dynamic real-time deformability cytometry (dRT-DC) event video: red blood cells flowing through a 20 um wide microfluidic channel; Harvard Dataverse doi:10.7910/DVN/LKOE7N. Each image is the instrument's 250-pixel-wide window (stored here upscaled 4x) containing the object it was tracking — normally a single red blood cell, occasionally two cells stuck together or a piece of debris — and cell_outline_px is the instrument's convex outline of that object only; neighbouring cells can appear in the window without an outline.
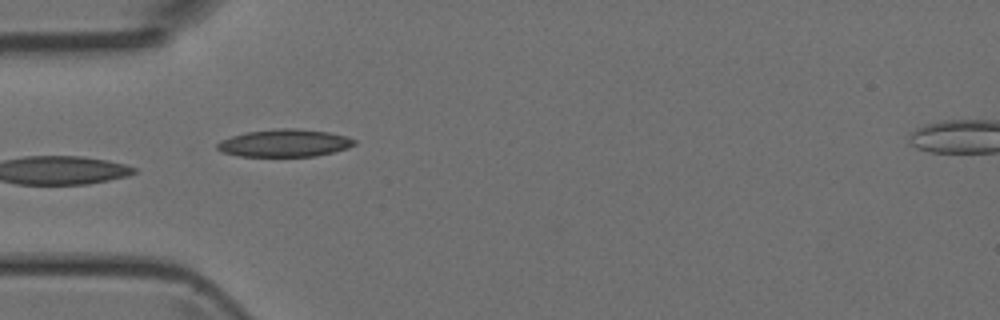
{"species": "Egyptian fruit bat (a non-hibernating species)", "species_latin": "Rousettus aegyptiacus", "temperature_condition": "room temperature", "stored_images_in_passage": 3, "camera_frame_rate_fps": 3000, "um_per_image_px": 0.085, "animal": {"sex": "female"}, "frame": {"image": 1, "passage_image": 2, "time_ms": 1.0, "image_size_px": [1000, 320], "cell_outline_px": [[356, 144], [348, 148], [316, 156], [240, 156], [224, 152], [216, 148], [216, 144], [220, 140], [244, 132], [280, 128], [296, 128], [328, 132], [344, 136], [356, 140]], "centroid_in_image_um": [24.18, 12.15], "position_along_channel_um": 60.8, "area_um2": 21.91}}
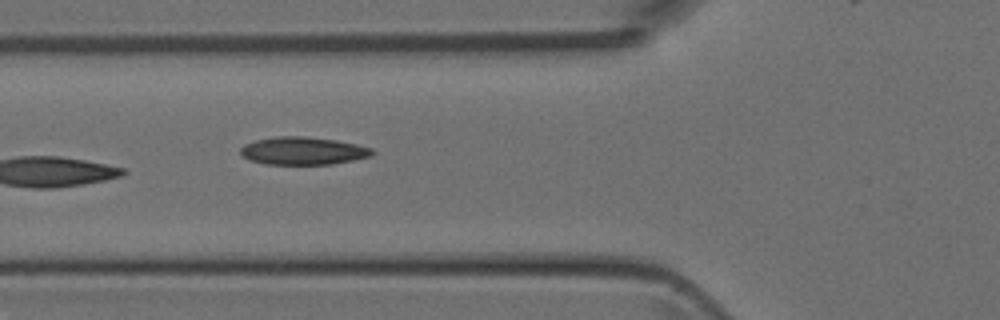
{"frame": {"image": 2, "passage_image": 3, "time_ms": 2.0, "image_size_px": [1000, 320], "cell_outline_px": [[376, 152], [372, 156], [332, 164], [264, 164], [248, 160], [240, 152], [240, 148], [244, 144], [256, 140], [276, 136], [304, 136], [336, 140], [356, 144], [372, 148]], "centroid_in_image_um": [25.76, 12.82], "position_along_channel_um": 100.0, "area_um2": 21.39}}